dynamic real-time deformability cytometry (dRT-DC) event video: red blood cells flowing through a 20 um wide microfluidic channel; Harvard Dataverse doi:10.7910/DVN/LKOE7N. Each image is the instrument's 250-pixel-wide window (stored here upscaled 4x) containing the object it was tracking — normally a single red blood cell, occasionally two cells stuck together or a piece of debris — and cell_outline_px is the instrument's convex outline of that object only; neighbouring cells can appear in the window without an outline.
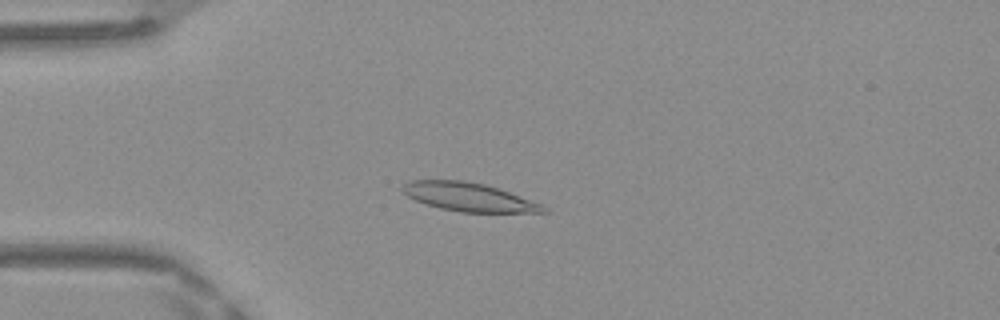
{"species": "Egyptian fruit bat (a non-hibernating species)", "species_latin": "Rousettus aegyptiacus", "temperature_condition": "warm", "stored_images_in_passage": 49, "camera_frame_rate_fps": 3000, "um_per_image_px": 0.085, "frame": {"image": 1, "passage_image": 13, "time_ms": 4.0, "image_size_px": [1000, 320], "cell_outline_px": [[548, 212], [460, 212], [440, 208], [416, 200], [408, 196], [400, 188], [404, 184], [412, 180], [464, 180], [484, 184], [508, 192], [540, 204], [548, 208]], "centroid_in_image_um": [39.81, 16.74], "position_along_channel_um": 45.2, "area_um2": 22.95}}
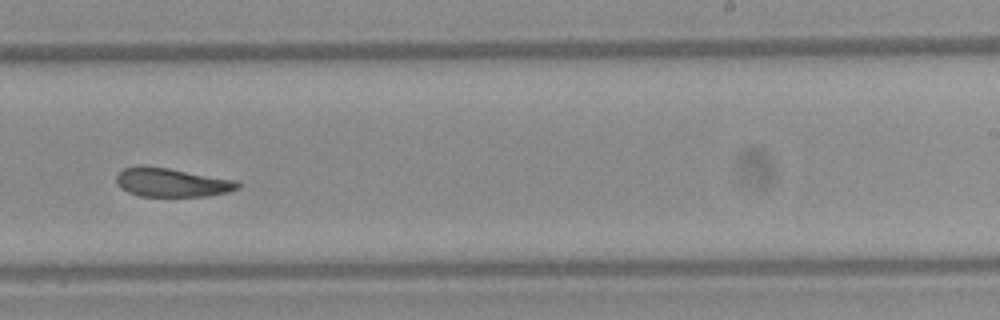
{"frame": {"image": 2, "passage_image": 31, "time_ms": 10.0, "image_size_px": [1000, 320], "cell_outline_px": [[240, 188], [228, 192], [208, 196], [140, 196], [128, 192], [120, 188], [116, 184], [116, 176], [124, 168], [140, 164], [168, 168], [240, 180]], "centroid_in_image_um": [14.62, 15.5], "position_along_channel_um": 274.4, "area_um2": 20.75}}
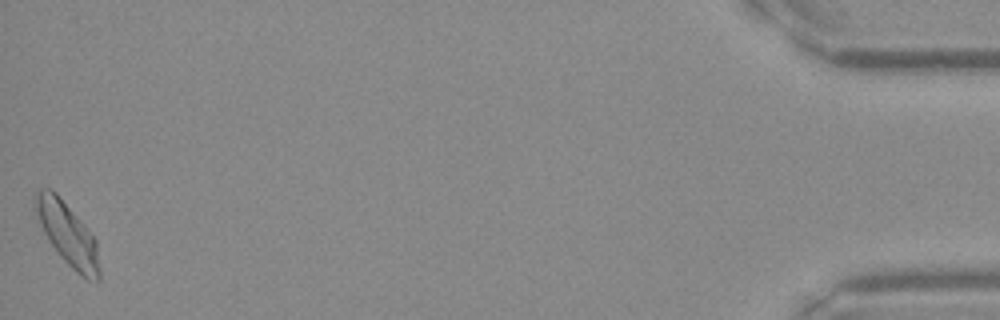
{"frame": {"image": 3, "passage_image": 49, "time_ms": 16.0, "image_size_px": [1000, 320], "cell_outline_px": [[100, 280], [88, 280], [76, 272], [60, 256], [48, 240], [40, 224], [36, 212], [36, 192], [40, 188], [52, 188], [56, 192], [96, 240], [100, 268]], "centroid_in_image_um": [5.76, 19.91], "position_along_channel_um": 429.4, "area_um2": 22.89}, "authors_computed_cell_mechanics": {"area_um2": 22.0796, "velocity_mm_per_s": 4.1506, "shape_relaxation_time_tau1_ms": null, "shape_relaxation_time_tau2_ms": 3.0218, "deformation_change_tau1": null, "deformation_change_tau2": 0.1033}}